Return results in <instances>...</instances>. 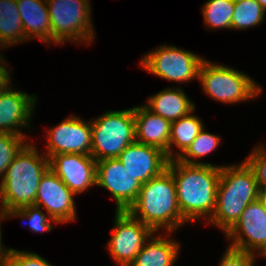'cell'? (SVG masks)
I'll use <instances>...</instances> for the list:
<instances>
[{
	"label": "cell",
	"instance_id": "obj_1",
	"mask_svg": "<svg viewBox=\"0 0 266 266\" xmlns=\"http://www.w3.org/2000/svg\"><path fill=\"white\" fill-rule=\"evenodd\" d=\"M167 168L174 178L183 219L187 223L203 218L208 222L215 209L222 166L186 164L172 159Z\"/></svg>",
	"mask_w": 266,
	"mask_h": 266
},
{
	"label": "cell",
	"instance_id": "obj_2",
	"mask_svg": "<svg viewBox=\"0 0 266 266\" xmlns=\"http://www.w3.org/2000/svg\"><path fill=\"white\" fill-rule=\"evenodd\" d=\"M127 212L155 233L165 229L169 235L187 223L181 215L174 178L168 168L142 184L137 199Z\"/></svg>",
	"mask_w": 266,
	"mask_h": 266
},
{
	"label": "cell",
	"instance_id": "obj_3",
	"mask_svg": "<svg viewBox=\"0 0 266 266\" xmlns=\"http://www.w3.org/2000/svg\"><path fill=\"white\" fill-rule=\"evenodd\" d=\"M26 143L16 154L0 183V215L9 209L34 205L40 180L49 169V158Z\"/></svg>",
	"mask_w": 266,
	"mask_h": 266
},
{
	"label": "cell",
	"instance_id": "obj_4",
	"mask_svg": "<svg viewBox=\"0 0 266 266\" xmlns=\"http://www.w3.org/2000/svg\"><path fill=\"white\" fill-rule=\"evenodd\" d=\"M259 188L254 171L241 164L222 165L214 212L207 222L226 234L246 207L257 200Z\"/></svg>",
	"mask_w": 266,
	"mask_h": 266
},
{
	"label": "cell",
	"instance_id": "obj_5",
	"mask_svg": "<svg viewBox=\"0 0 266 266\" xmlns=\"http://www.w3.org/2000/svg\"><path fill=\"white\" fill-rule=\"evenodd\" d=\"M90 0H46L51 43H92L95 38Z\"/></svg>",
	"mask_w": 266,
	"mask_h": 266
},
{
	"label": "cell",
	"instance_id": "obj_6",
	"mask_svg": "<svg viewBox=\"0 0 266 266\" xmlns=\"http://www.w3.org/2000/svg\"><path fill=\"white\" fill-rule=\"evenodd\" d=\"M198 79L206 95L225 104L253 100L262 91L255 80L244 72L207 60L200 66Z\"/></svg>",
	"mask_w": 266,
	"mask_h": 266
},
{
	"label": "cell",
	"instance_id": "obj_7",
	"mask_svg": "<svg viewBox=\"0 0 266 266\" xmlns=\"http://www.w3.org/2000/svg\"><path fill=\"white\" fill-rule=\"evenodd\" d=\"M91 156L96 160L117 158L135 141V118L133 107L105 112L91 121Z\"/></svg>",
	"mask_w": 266,
	"mask_h": 266
},
{
	"label": "cell",
	"instance_id": "obj_8",
	"mask_svg": "<svg viewBox=\"0 0 266 266\" xmlns=\"http://www.w3.org/2000/svg\"><path fill=\"white\" fill-rule=\"evenodd\" d=\"M205 59L176 46L161 45L145 54L140 60L143 70L173 82H190L199 77Z\"/></svg>",
	"mask_w": 266,
	"mask_h": 266
},
{
	"label": "cell",
	"instance_id": "obj_9",
	"mask_svg": "<svg viewBox=\"0 0 266 266\" xmlns=\"http://www.w3.org/2000/svg\"><path fill=\"white\" fill-rule=\"evenodd\" d=\"M155 232L127 211H116L109 254L119 266H129Z\"/></svg>",
	"mask_w": 266,
	"mask_h": 266
},
{
	"label": "cell",
	"instance_id": "obj_10",
	"mask_svg": "<svg viewBox=\"0 0 266 266\" xmlns=\"http://www.w3.org/2000/svg\"><path fill=\"white\" fill-rule=\"evenodd\" d=\"M231 241L229 247L256 254L266 253V212L256 200L241 213L239 220L225 234Z\"/></svg>",
	"mask_w": 266,
	"mask_h": 266
},
{
	"label": "cell",
	"instance_id": "obj_11",
	"mask_svg": "<svg viewBox=\"0 0 266 266\" xmlns=\"http://www.w3.org/2000/svg\"><path fill=\"white\" fill-rule=\"evenodd\" d=\"M96 186L108 190L116 202L115 211H127L139 195L142 184L117 158L97 161Z\"/></svg>",
	"mask_w": 266,
	"mask_h": 266
},
{
	"label": "cell",
	"instance_id": "obj_12",
	"mask_svg": "<svg viewBox=\"0 0 266 266\" xmlns=\"http://www.w3.org/2000/svg\"><path fill=\"white\" fill-rule=\"evenodd\" d=\"M46 139L48 158L60 153L91 155L92 129L88 123L78 116L65 118L54 128H49Z\"/></svg>",
	"mask_w": 266,
	"mask_h": 266
},
{
	"label": "cell",
	"instance_id": "obj_13",
	"mask_svg": "<svg viewBox=\"0 0 266 266\" xmlns=\"http://www.w3.org/2000/svg\"><path fill=\"white\" fill-rule=\"evenodd\" d=\"M76 196L49 168L42 176L34 205L46 209L57 224L76 220Z\"/></svg>",
	"mask_w": 266,
	"mask_h": 266
},
{
	"label": "cell",
	"instance_id": "obj_14",
	"mask_svg": "<svg viewBox=\"0 0 266 266\" xmlns=\"http://www.w3.org/2000/svg\"><path fill=\"white\" fill-rule=\"evenodd\" d=\"M96 164L91 155L60 153L49 158V168L75 195L96 186Z\"/></svg>",
	"mask_w": 266,
	"mask_h": 266
},
{
	"label": "cell",
	"instance_id": "obj_15",
	"mask_svg": "<svg viewBox=\"0 0 266 266\" xmlns=\"http://www.w3.org/2000/svg\"><path fill=\"white\" fill-rule=\"evenodd\" d=\"M11 82L0 91V132L25 136L23 127H30L37 96L12 90Z\"/></svg>",
	"mask_w": 266,
	"mask_h": 266
},
{
	"label": "cell",
	"instance_id": "obj_16",
	"mask_svg": "<svg viewBox=\"0 0 266 266\" xmlns=\"http://www.w3.org/2000/svg\"><path fill=\"white\" fill-rule=\"evenodd\" d=\"M117 159L141 184L160 175L169 162L164 151L137 141L127 146Z\"/></svg>",
	"mask_w": 266,
	"mask_h": 266
},
{
	"label": "cell",
	"instance_id": "obj_17",
	"mask_svg": "<svg viewBox=\"0 0 266 266\" xmlns=\"http://www.w3.org/2000/svg\"><path fill=\"white\" fill-rule=\"evenodd\" d=\"M135 141L159 148L167 156L171 122L150 111L145 105L133 107Z\"/></svg>",
	"mask_w": 266,
	"mask_h": 266
},
{
	"label": "cell",
	"instance_id": "obj_18",
	"mask_svg": "<svg viewBox=\"0 0 266 266\" xmlns=\"http://www.w3.org/2000/svg\"><path fill=\"white\" fill-rule=\"evenodd\" d=\"M26 40L38 38L45 44L51 43L50 17L46 0H17Z\"/></svg>",
	"mask_w": 266,
	"mask_h": 266
},
{
	"label": "cell",
	"instance_id": "obj_19",
	"mask_svg": "<svg viewBox=\"0 0 266 266\" xmlns=\"http://www.w3.org/2000/svg\"><path fill=\"white\" fill-rule=\"evenodd\" d=\"M145 106L170 122L177 121L196 109L195 103L191 102L180 87L166 88L149 96Z\"/></svg>",
	"mask_w": 266,
	"mask_h": 266
},
{
	"label": "cell",
	"instance_id": "obj_20",
	"mask_svg": "<svg viewBox=\"0 0 266 266\" xmlns=\"http://www.w3.org/2000/svg\"><path fill=\"white\" fill-rule=\"evenodd\" d=\"M163 234H153L129 266H173L178 259L180 244Z\"/></svg>",
	"mask_w": 266,
	"mask_h": 266
},
{
	"label": "cell",
	"instance_id": "obj_21",
	"mask_svg": "<svg viewBox=\"0 0 266 266\" xmlns=\"http://www.w3.org/2000/svg\"><path fill=\"white\" fill-rule=\"evenodd\" d=\"M27 41L17 8V0H0V50Z\"/></svg>",
	"mask_w": 266,
	"mask_h": 266
},
{
	"label": "cell",
	"instance_id": "obj_22",
	"mask_svg": "<svg viewBox=\"0 0 266 266\" xmlns=\"http://www.w3.org/2000/svg\"><path fill=\"white\" fill-rule=\"evenodd\" d=\"M193 112L177 121L171 122L170 141L167 150V158L169 160L176 159L181 155L203 129L204 125L201 119L195 116ZM173 145L179 148L180 151L174 153Z\"/></svg>",
	"mask_w": 266,
	"mask_h": 266
},
{
	"label": "cell",
	"instance_id": "obj_23",
	"mask_svg": "<svg viewBox=\"0 0 266 266\" xmlns=\"http://www.w3.org/2000/svg\"><path fill=\"white\" fill-rule=\"evenodd\" d=\"M235 0H208L202 7L204 25L208 29H231Z\"/></svg>",
	"mask_w": 266,
	"mask_h": 266
},
{
	"label": "cell",
	"instance_id": "obj_24",
	"mask_svg": "<svg viewBox=\"0 0 266 266\" xmlns=\"http://www.w3.org/2000/svg\"><path fill=\"white\" fill-rule=\"evenodd\" d=\"M265 11L256 0H235L231 29L247 30L264 21Z\"/></svg>",
	"mask_w": 266,
	"mask_h": 266
},
{
	"label": "cell",
	"instance_id": "obj_25",
	"mask_svg": "<svg viewBox=\"0 0 266 266\" xmlns=\"http://www.w3.org/2000/svg\"><path fill=\"white\" fill-rule=\"evenodd\" d=\"M221 139L219 136L211 134L205 131L204 127L200 133L196 136L189 147L176 159L186 164H208L198 161L197 159L202 158L211 154L220 145ZM192 158V159H191ZM198 161V162H197Z\"/></svg>",
	"mask_w": 266,
	"mask_h": 266
},
{
	"label": "cell",
	"instance_id": "obj_26",
	"mask_svg": "<svg viewBox=\"0 0 266 266\" xmlns=\"http://www.w3.org/2000/svg\"><path fill=\"white\" fill-rule=\"evenodd\" d=\"M41 207L36 205L26 206L20 209H9L1 216L6 220L7 218L21 217L27 219L29 229L35 233L50 232L53 229L51 222L57 223L49 214H43ZM49 216V217H48Z\"/></svg>",
	"mask_w": 266,
	"mask_h": 266
},
{
	"label": "cell",
	"instance_id": "obj_27",
	"mask_svg": "<svg viewBox=\"0 0 266 266\" xmlns=\"http://www.w3.org/2000/svg\"><path fill=\"white\" fill-rule=\"evenodd\" d=\"M26 137L0 132V176L2 178L16 154L27 143Z\"/></svg>",
	"mask_w": 266,
	"mask_h": 266
},
{
	"label": "cell",
	"instance_id": "obj_28",
	"mask_svg": "<svg viewBox=\"0 0 266 266\" xmlns=\"http://www.w3.org/2000/svg\"><path fill=\"white\" fill-rule=\"evenodd\" d=\"M244 161L254 171L259 191L266 190V149L258 145Z\"/></svg>",
	"mask_w": 266,
	"mask_h": 266
},
{
	"label": "cell",
	"instance_id": "obj_29",
	"mask_svg": "<svg viewBox=\"0 0 266 266\" xmlns=\"http://www.w3.org/2000/svg\"><path fill=\"white\" fill-rule=\"evenodd\" d=\"M256 254L237 250L228 246L219 262V266H254Z\"/></svg>",
	"mask_w": 266,
	"mask_h": 266
},
{
	"label": "cell",
	"instance_id": "obj_30",
	"mask_svg": "<svg viewBox=\"0 0 266 266\" xmlns=\"http://www.w3.org/2000/svg\"><path fill=\"white\" fill-rule=\"evenodd\" d=\"M8 266H53L37 253L11 250Z\"/></svg>",
	"mask_w": 266,
	"mask_h": 266
},
{
	"label": "cell",
	"instance_id": "obj_31",
	"mask_svg": "<svg viewBox=\"0 0 266 266\" xmlns=\"http://www.w3.org/2000/svg\"><path fill=\"white\" fill-rule=\"evenodd\" d=\"M4 62V64H3ZM5 58L0 54V91L10 82H12L11 73H9Z\"/></svg>",
	"mask_w": 266,
	"mask_h": 266
},
{
	"label": "cell",
	"instance_id": "obj_32",
	"mask_svg": "<svg viewBox=\"0 0 266 266\" xmlns=\"http://www.w3.org/2000/svg\"><path fill=\"white\" fill-rule=\"evenodd\" d=\"M4 218L0 215V266H8L9 257L11 253V248H6L2 244V235H1V221H3Z\"/></svg>",
	"mask_w": 266,
	"mask_h": 266
},
{
	"label": "cell",
	"instance_id": "obj_33",
	"mask_svg": "<svg viewBox=\"0 0 266 266\" xmlns=\"http://www.w3.org/2000/svg\"><path fill=\"white\" fill-rule=\"evenodd\" d=\"M257 200L259 201V203L264 208V211L266 212V190L259 191Z\"/></svg>",
	"mask_w": 266,
	"mask_h": 266
},
{
	"label": "cell",
	"instance_id": "obj_34",
	"mask_svg": "<svg viewBox=\"0 0 266 266\" xmlns=\"http://www.w3.org/2000/svg\"><path fill=\"white\" fill-rule=\"evenodd\" d=\"M266 12V0H256Z\"/></svg>",
	"mask_w": 266,
	"mask_h": 266
}]
</instances>
